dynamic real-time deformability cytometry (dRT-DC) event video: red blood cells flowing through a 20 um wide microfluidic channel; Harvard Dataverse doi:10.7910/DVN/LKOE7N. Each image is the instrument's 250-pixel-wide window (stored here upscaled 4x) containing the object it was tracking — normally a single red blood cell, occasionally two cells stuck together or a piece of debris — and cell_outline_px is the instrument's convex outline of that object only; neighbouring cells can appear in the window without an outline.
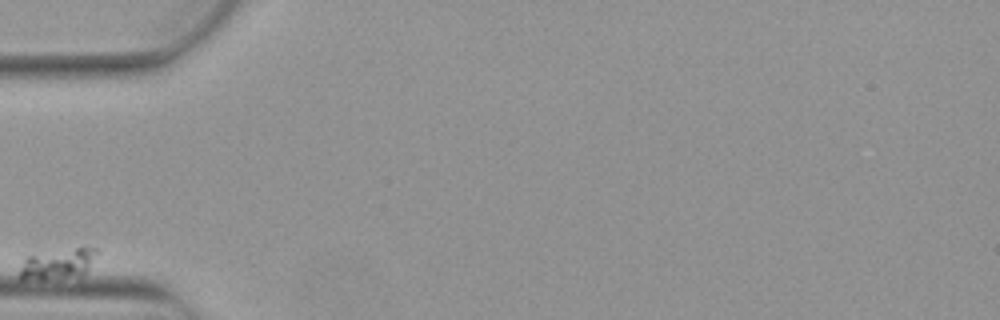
{"species": "Egyptian fruit bat (a non-hibernating species)", "species_latin": "Rousettus aegyptiacus", "temperature_condition": "warm", "stored_images_in_passage": 5, "camera_frame_rate_fps": 3000, "um_per_image_px": 0.085, "animal": {"sex": "female"}, "frame": {"image": 1, "passage_image": 1, "time_ms": 0.0, "image_size_px": [1000, 320], "cell_outline_px": [[100, 252], [84, 272], [80, 276], [44, 280], [20, 280], [20, 268], [24, 256], [80, 244], [84, 244], [100, 248]], "centroid_in_image_um": [4.96, 22.35], "position_along_channel_um": 80.0, "area_um2": 14.85}}
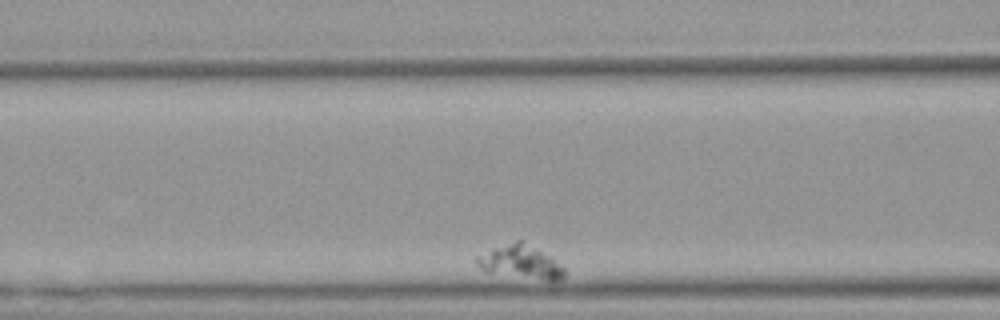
{"frame": {"image": 2, "passage_image": 3, "time_ms": 0.667, "image_size_px": [1000, 320], "cell_outline_px": [[568, 272], [564, 280], [548, 280], [484, 272], [476, 264], [476, 256], [492, 248], [516, 240], [520, 240], [564, 264]], "centroid_in_image_um": [44.29, 22.29], "position_along_channel_um": 122.3, "area_um2": 17.22}}
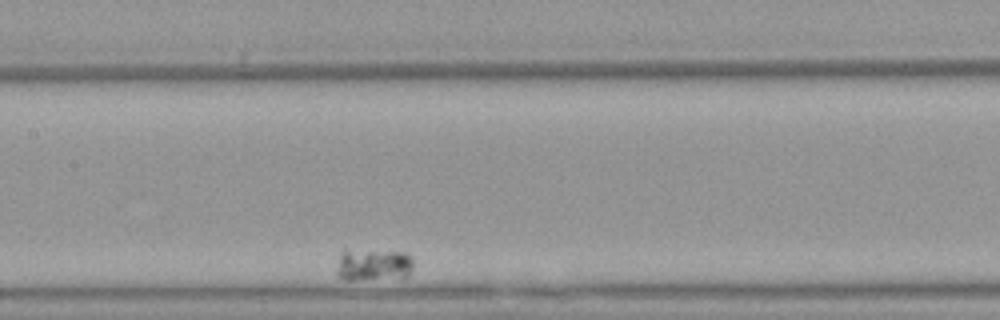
{"frame": {"image": 3, "passage_image": 5, "time_ms": 1.333, "image_size_px": [1000, 320], "cell_outline_px": [[412, 268], [408, 276], [352, 280], [344, 280], [336, 276], [336, 272], [340, 252], [344, 248], [404, 252], [412, 260]], "centroid_in_image_um": [31.65, 22.47], "position_along_channel_um": 175.8, "area_um2": 14.62}}